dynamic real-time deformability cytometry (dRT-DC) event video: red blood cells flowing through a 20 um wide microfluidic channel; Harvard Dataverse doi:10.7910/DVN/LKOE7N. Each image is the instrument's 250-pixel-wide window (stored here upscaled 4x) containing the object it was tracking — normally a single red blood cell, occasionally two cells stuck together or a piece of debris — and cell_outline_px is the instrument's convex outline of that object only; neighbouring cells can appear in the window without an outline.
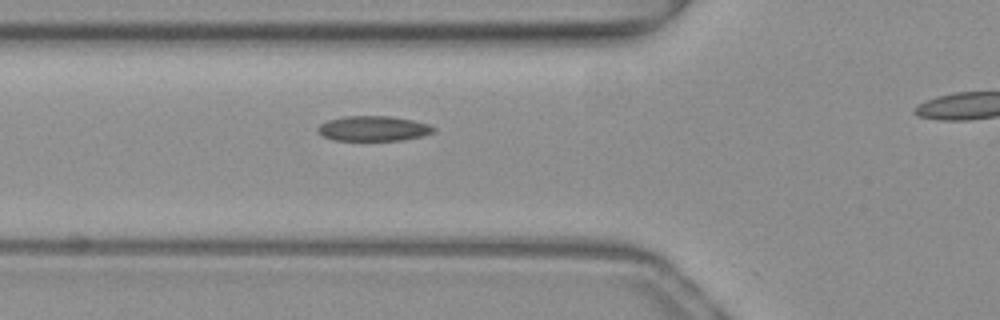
{"species": "common noctule bat (a hibernating species)", "species_latin": "Nyctalus noctula", "temperature_condition": "warm", "stored_images_in_passage": 27, "camera_frame_rate_fps": 3000, "um_per_image_px": 0.085, "animal": {"sex": "female", "body_mass_g": 19.3, "forearm_length_mm": 54.1}, "frame": {"image": 1, "passage_image": 3, "time_ms": 0.667, "image_size_px": [1000, 320], "cell_outline_px": [[436, 132], [424, 136], [404, 140], [332, 140], [316, 132], [316, 128], [320, 124], [328, 120], [344, 116], [388, 116], [412, 120], [428, 124], [436, 128]], "centroid_in_image_um": [31.74, 10.93], "position_along_channel_um": 94.1, "area_um2": 17.05}}
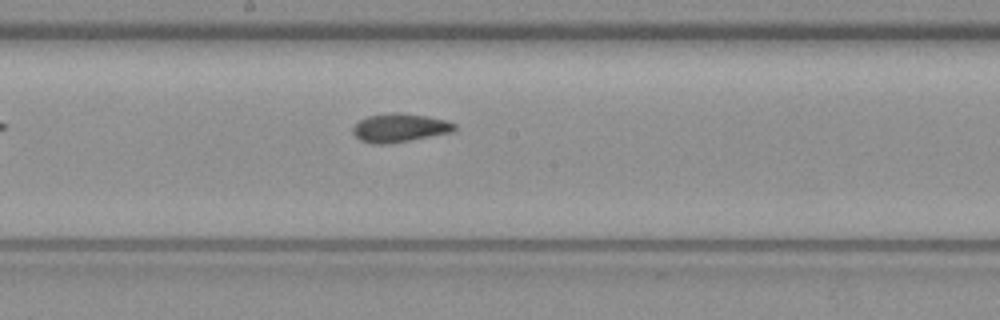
{"frame": {"image": 2, "passage_image": 12, "time_ms": 3.667, "image_size_px": [1000, 320], "cell_outline_px": [[456, 128], [452, 132], [388, 144], [372, 144], [360, 140], [352, 132], [352, 128], [360, 120], [368, 116], [388, 112], [400, 112], [428, 116], [448, 120], [456, 124]], "centroid_in_image_um": [33.98, 10.85], "position_along_channel_um": 214.2, "area_um2": 17.05}}
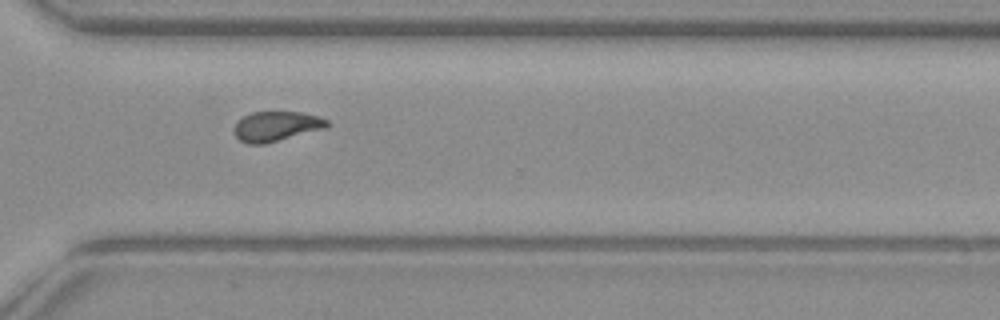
{"frame": {"image": 3, "passage_image": 22, "time_ms": 7.0, "image_size_px": [1000, 320], "cell_outline_px": [[332, 124], [328, 128], [264, 144], [248, 144], [240, 140], [232, 132], [232, 128], [236, 120], [252, 112], [300, 112], [316, 116], [328, 120]], "centroid_in_image_um": [23.47, 10.74], "position_along_channel_um": 347.1, "area_um2": 16.47}}